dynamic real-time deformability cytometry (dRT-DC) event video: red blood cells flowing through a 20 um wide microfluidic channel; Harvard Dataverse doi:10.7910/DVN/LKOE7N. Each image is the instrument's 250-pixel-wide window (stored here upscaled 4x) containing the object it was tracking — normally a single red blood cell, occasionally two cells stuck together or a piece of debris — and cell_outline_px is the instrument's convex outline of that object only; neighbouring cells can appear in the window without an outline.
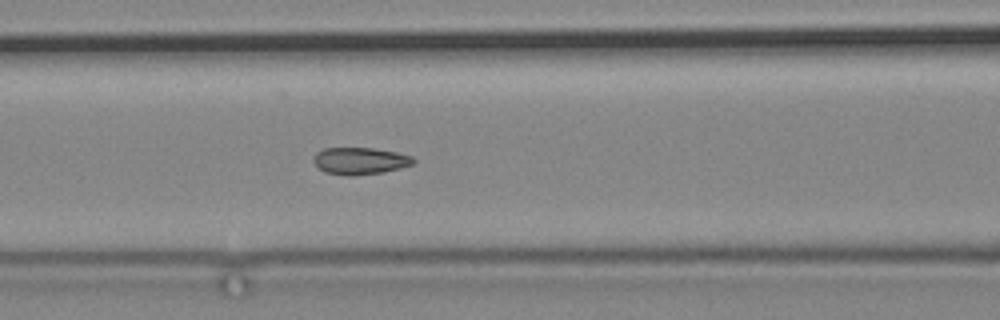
{"species": "common noctule bat (a hibernating species)", "species_latin": "Nyctalus noctula", "temperature_condition": "cold", "stored_images_in_passage": 11, "camera_frame_rate_fps": 3000, "um_per_image_px": 0.085, "animal": {"sex": "male", "body_mass_g": 19.2, "forearm_length_mm": 51.8}, "frame": {"image": 1, "passage_image": 11, "time_ms": 12.333, "image_size_px": [1000, 320], "cell_outline_px": [[416, 160], [412, 164], [400, 168], [384, 172], [352, 176], [348, 176], [324, 172], [312, 160], [316, 152], [324, 148], [372, 148], [396, 152], [412, 156]], "centroid_in_image_um": [30.6, 13.68], "position_along_channel_um": 136.0, "area_um2": 15.72}}